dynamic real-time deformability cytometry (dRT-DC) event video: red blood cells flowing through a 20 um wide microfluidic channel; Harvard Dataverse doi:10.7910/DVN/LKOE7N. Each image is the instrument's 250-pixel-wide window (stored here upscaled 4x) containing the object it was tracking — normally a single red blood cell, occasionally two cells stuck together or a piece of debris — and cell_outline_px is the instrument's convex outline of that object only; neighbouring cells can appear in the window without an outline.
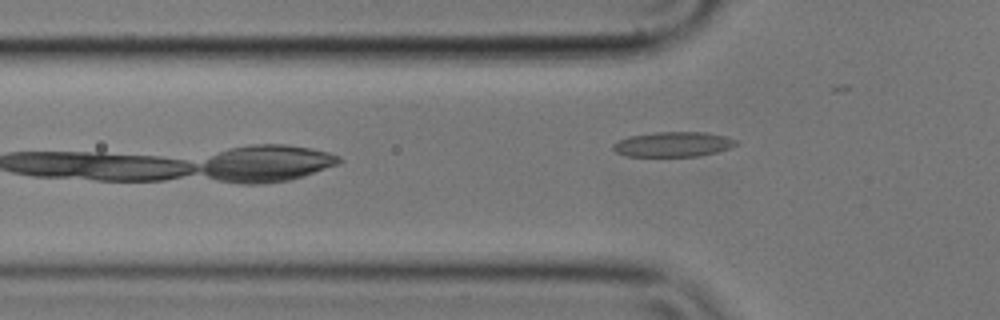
{"species": "common noctule bat (a hibernating species)", "species_latin": "Nyctalus noctula", "temperature_condition": "cold", "stored_images_in_passage": 10, "camera_frame_rate_fps": 3000, "um_per_image_px": 0.085, "animal": {"sex": "male", "body_mass_g": 17.9}, "frame": {"image": 1, "passage_image": 10, "time_ms": 3.0, "image_size_px": [1000, 320], "cell_outline_px": [[740, 144], [716, 152], [696, 156], [628, 156], [616, 152], [612, 148], [612, 144], [628, 136], [656, 132], [704, 132], [724, 136], [736, 140]], "centroid_in_image_um": [57.2, 12.26], "position_along_channel_um": 68.6, "area_um2": 17.74}}